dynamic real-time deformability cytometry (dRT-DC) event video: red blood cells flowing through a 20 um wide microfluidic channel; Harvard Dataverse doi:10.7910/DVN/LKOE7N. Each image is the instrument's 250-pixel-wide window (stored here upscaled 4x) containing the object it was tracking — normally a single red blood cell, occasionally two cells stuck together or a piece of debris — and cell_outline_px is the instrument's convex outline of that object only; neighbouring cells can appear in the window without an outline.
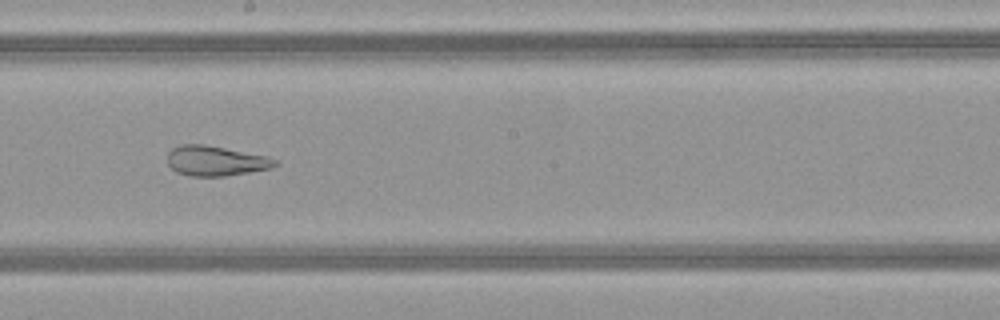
{"species": "common noctule bat (a hibernating species)", "species_latin": "Nyctalus noctula", "temperature_condition": "warm", "stored_images_in_passage": 49, "camera_frame_rate_fps": 3000, "um_per_image_px": 0.085, "animal": {"sex": "female", "body_mass_g": 21.9}, "frame": {"image": 1, "passage_image": 27, "time_ms": 8.667, "image_size_px": [1000, 320], "cell_outline_px": [[280, 164], [272, 168], [224, 176], [188, 176], [176, 172], [168, 164], [168, 152], [172, 148], [180, 144], [204, 144], [268, 156], [280, 160]], "centroid_in_image_um": [18.36, 13.67], "position_along_channel_um": 229.8, "area_um2": 19.02}}
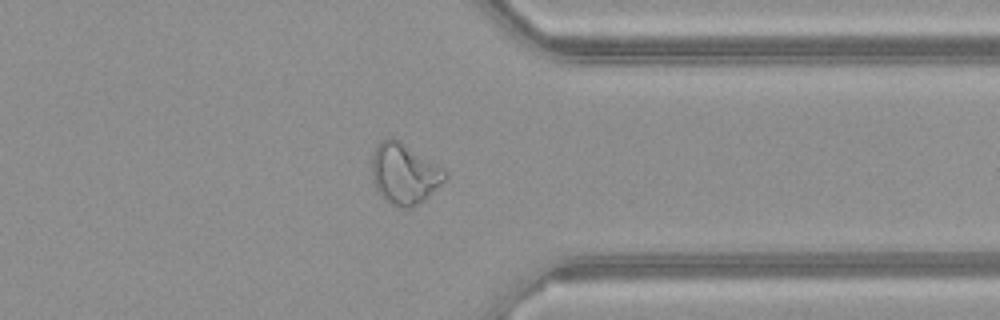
{"frame": {"image": 2, "passage_image": 38, "time_ms": 12.333, "image_size_px": [1000, 320], "cell_outline_px": [[448, 176], [424, 200], [408, 208], [404, 208], [392, 204], [376, 188], [372, 176], [372, 152], [380, 140], [388, 136], [392, 136], [400, 140], [448, 172]], "centroid_in_image_um": [34.35, 14.71], "position_along_channel_um": 377.1, "area_um2": 25.55}}
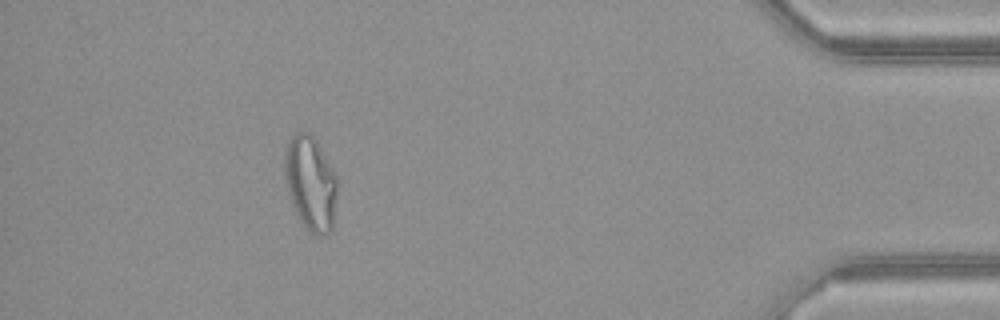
{"frame": {"image": 3, "passage_image": 44, "time_ms": 14.333, "image_size_px": [1000, 320], "cell_outline_px": [[340, 180], [332, 228], [324, 236], [316, 236], [304, 228], [296, 216], [288, 192], [284, 176], [284, 152], [288, 140], [296, 132], [308, 132], [316, 140]], "centroid_in_image_um": [26.41, 15.59], "position_along_channel_um": 408.8, "area_um2": 29.77}, "authors_computed_cell_mechanics": {"area_um2": 27.1082, "velocity_mm_per_s": 4.1469, "shape_relaxation_time_tau1_ms": null, "shape_relaxation_time_tau2_ms": 1.5821, "deformation_change_tau1": null, "deformation_change_tau2": 0.1057}}